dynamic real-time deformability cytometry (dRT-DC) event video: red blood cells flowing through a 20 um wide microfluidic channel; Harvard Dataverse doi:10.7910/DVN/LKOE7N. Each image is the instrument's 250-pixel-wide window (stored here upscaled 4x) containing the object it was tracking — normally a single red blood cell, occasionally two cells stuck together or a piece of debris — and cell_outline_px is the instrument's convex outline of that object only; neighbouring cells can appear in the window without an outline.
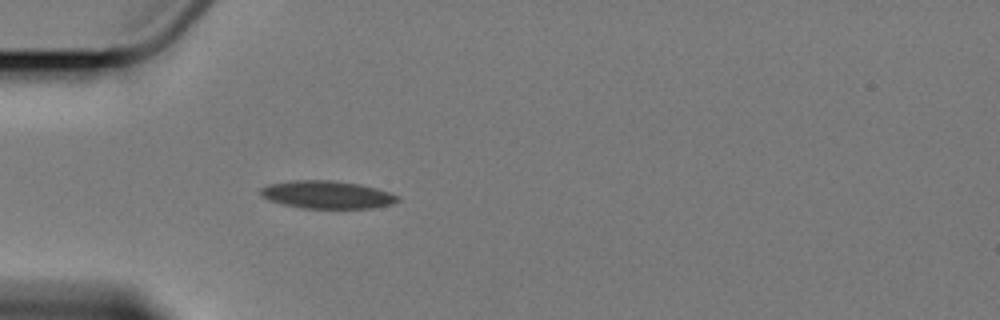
{"species": "Egyptian fruit bat (a non-hibernating species)", "species_latin": "Rousettus aegyptiacus", "temperature_condition": "cold", "stored_images_in_passage": 5, "camera_frame_rate_fps": 3000, "um_per_image_px": 0.085, "animal": {"sex": "female"}, "frame": {"image": 1, "passage_image": 5, "time_ms": 4.667, "image_size_px": [1000, 320], "cell_outline_px": [[400, 200], [392, 204], [372, 208], [304, 208], [284, 204], [268, 200], [260, 192], [260, 188], [268, 184], [292, 180], [332, 180], [360, 184], [376, 188], [400, 196]], "centroid_in_image_um": [27.82, 16.54], "position_along_channel_um": 57.2, "area_um2": 22.14}}